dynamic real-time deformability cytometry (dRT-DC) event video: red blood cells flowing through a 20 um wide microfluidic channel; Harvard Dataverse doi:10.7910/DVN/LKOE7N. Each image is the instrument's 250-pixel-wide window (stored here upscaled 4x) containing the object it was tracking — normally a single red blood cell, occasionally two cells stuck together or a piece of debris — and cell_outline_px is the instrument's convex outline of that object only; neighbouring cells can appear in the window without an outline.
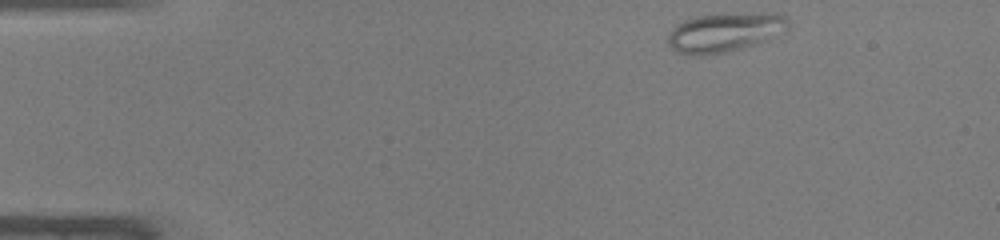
{"species": "common noctule bat (a hibernating species)", "species_latin": "Nyctalus noctula", "temperature_condition": "warm", "stored_images_in_passage": 42, "camera_frame_rate_fps": 3000, "um_per_image_px": 0.085, "animal": {"sex": "male", "body_mass_g": 19.0, "forearm_length_mm": 50.8}, "frame": {"image": 1, "passage_image": 1, "time_ms": 0.0, "image_size_px": [1000, 240], "cell_outline_px": [[788, 28], [784, 32], [752, 44], [728, 52], [700, 56], [692, 56], [676, 52], [668, 44], [668, 32], [676, 24], [684, 20], [696, 16], [732, 12], [780, 12], [788, 16]], "centroid_in_image_um": [61.6, 2.71], "position_along_channel_um": 23.4, "area_um2": 28.09}}
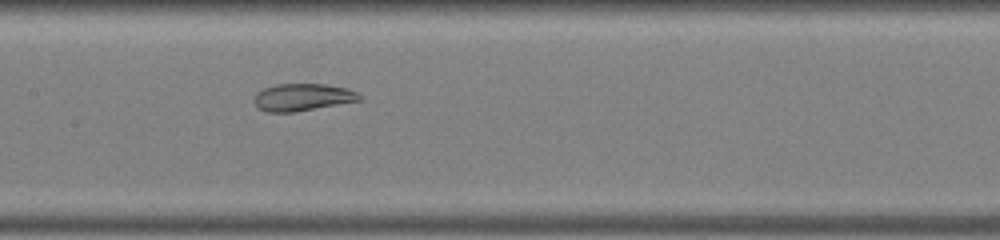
{"frame": {"image": 2, "passage_image": 18, "time_ms": 5.667, "image_size_px": [1000, 240], "cell_outline_px": [[364, 100], [292, 112], [268, 112], [256, 108], [252, 100], [256, 92], [264, 88], [276, 84], [324, 84], [348, 88], [356, 92]], "centroid_in_image_um": [25.68, 8.26], "position_along_channel_um": 181.7, "area_um2": 16.88}}
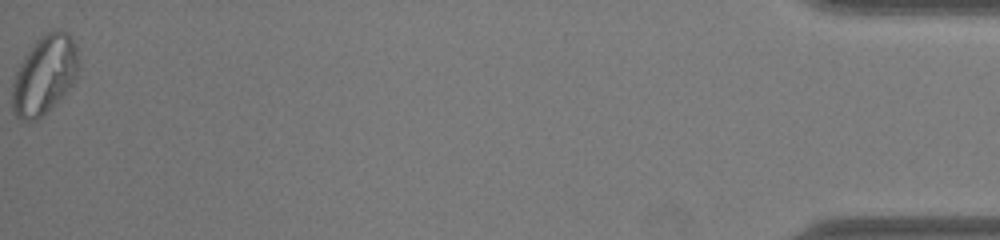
{"frame": {"image": 3, "passage_image": 42, "time_ms": 13.667, "image_size_px": [1000, 240], "cell_outline_px": [[80, 68], [72, 84], [36, 120], [20, 120], [16, 116], [12, 108], [12, 84], [16, 72], [28, 48], [44, 32], [56, 28], [60, 28], [68, 32], [76, 44], [80, 64]], "centroid_in_image_um": [3.79, 6.27], "position_along_channel_um": 431.4, "area_um2": 30.46}, "authors_computed_cell_mechanics": {"area_um2": 22.6865, "velocity_mm_per_s": 4.2847, "shape_relaxation_time_tau1_ms": null, "shape_relaxation_time_tau2_ms": 0.8893, "deformation_change_tau1": null, "deformation_change_tau2": 0.0561}}